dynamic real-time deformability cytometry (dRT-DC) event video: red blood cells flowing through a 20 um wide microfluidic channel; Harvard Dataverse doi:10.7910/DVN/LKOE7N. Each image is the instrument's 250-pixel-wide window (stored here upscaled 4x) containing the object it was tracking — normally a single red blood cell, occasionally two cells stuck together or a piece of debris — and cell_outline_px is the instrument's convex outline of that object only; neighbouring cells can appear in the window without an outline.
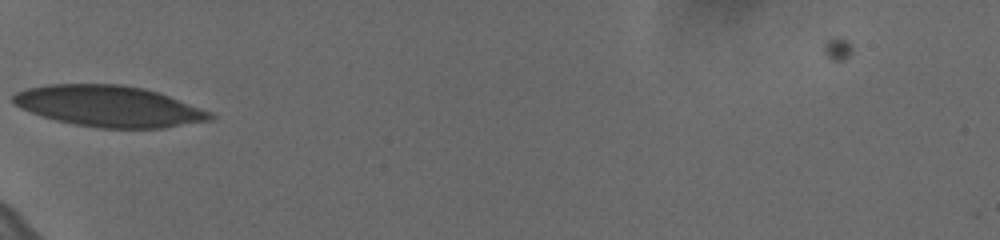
{"species": "human", "species_latin": "Homo sapiens", "temperature_condition": "cold", "stored_images_in_passage": 36, "camera_frame_rate_fps": 3000, "um_per_image_px": 0.085, "donor": {"sex": "female"}, "frame": {"image": 1, "passage_image": 1, "time_ms": 0.0, "image_size_px": [1000, 240], "cell_outline_px": [[216, 116], [212, 120], [164, 128], [96, 128], [56, 120], [40, 116], [20, 108], [12, 104], [12, 96], [16, 92], [28, 88], [48, 84], [120, 84], [144, 88], [168, 96], [212, 112]], "centroid_in_image_um": [9.24, 9.03], "position_along_channel_um": 75.8, "area_um2": 47.22}}
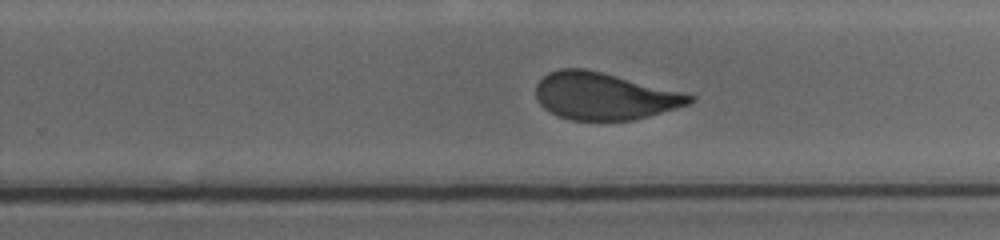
{"frame": {"image": 2, "passage_image": 18, "time_ms": 5.667, "image_size_px": [1000, 240], "cell_outline_px": [[696, 100], [688, 104], [676, 108], [648, 116], [632, 120], [572, 120], [560, 116], [544, 108], [540, 104], [536, 96], [536, 84], [548, 72], [560, 68], [584, 68], [688, 92], [696, 96]], "centroid_in_image_um": [51.41, 8.15], "position_along_channel_um": 278.4, "area_um2": 42.37}}
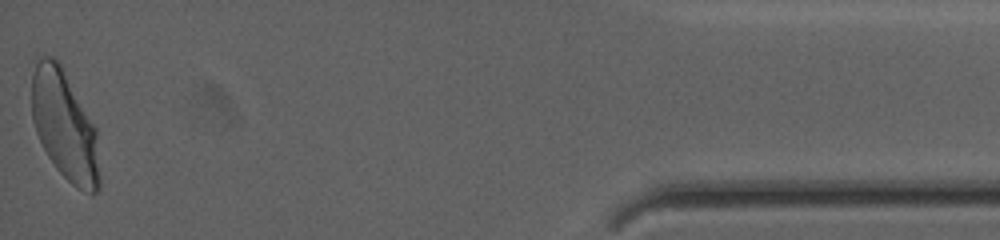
{"frame": {"image": 3, "passage_image": 36, "time_ms": 11.667, "image_size_px": [1000, 240], "cell_outline_px": [[100, 188], [92, 196], [76, 188], [56, 168], [48, 156], [36, 132], [32, 120], [32, 76], [36, 64], [40, 56], [52, 56], [60, 64], [96, 128], [100, 176]], "centroid_in_image_um": [5.51, 10.73], "position_along_channel_um": 429.7, "area_um2": 43.06}, "authors_computed_cell_mechanics": {"area_um2": 43.8124, "velocity_mm_per_s": 3.6147, "shape_relaxation_time_tau1_ms": 6.1141, "shape_relaxation_time_tau2_ms": null, "deformation_change_tau1": 0.1627, "deformation_change_tau2": null}}